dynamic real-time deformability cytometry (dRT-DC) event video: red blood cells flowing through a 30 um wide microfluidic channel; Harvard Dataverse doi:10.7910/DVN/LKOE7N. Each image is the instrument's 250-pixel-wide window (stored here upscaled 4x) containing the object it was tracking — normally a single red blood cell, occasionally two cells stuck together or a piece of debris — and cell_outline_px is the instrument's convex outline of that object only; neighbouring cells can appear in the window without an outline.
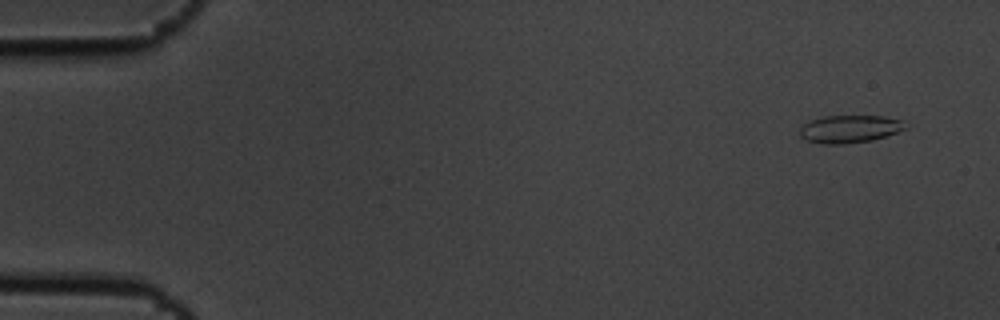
{"species": "common noctule bat (a hibernating species)", "species_latin": "Nyctalus noctula", "temperature_condition": "cold", "stored_images_in_passage": 5, "camera_frame_rate_fps": 3000, "um_per_image_px": 0.085, "animal": {"sex": "male", "body_mass_g": 19.5, "forearm_length_mm": 54.6}, "frame": {"image": 1, "passage_image": 2, "time_ms": 0.333, "image_size_px": [1000, 320], "cell_outline_px": [[908, 128], [888, 136], [872, 140], [844, 144], [820, 144], [808, 140], [800, 136], [800, 128], [804, 124], [812, 120], [824, 116], [884, 116], [904, 120]], "centroid_in_image_um": [72.28, 10.96], "position_along_channel_um": 12.7, "area_um2": 17.17}}